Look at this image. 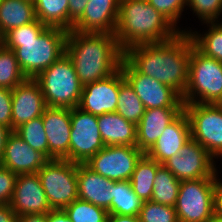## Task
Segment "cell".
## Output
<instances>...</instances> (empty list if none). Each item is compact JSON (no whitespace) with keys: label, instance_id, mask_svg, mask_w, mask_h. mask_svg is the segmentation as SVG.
Segmentation results:
<instances>
[{"label":"cell","instance_id":"30bf717a","mask_svg":"<svg viewBox=\"0 0 222 222\" xmlns=\"http://www.w3.org/2000/svg\"><path fill=\"white\" fill-rule=\"evenodd\" d=\"M105 147L97 116L75 107L71 109L70 161L85 164Z\"/></svg>","mask_w":222,"mask_h":222},{"label":"cell","instance_id":"ffe728a7","mask_svg":"<svg viewBox=\"0 0 222 222\" xmlns=\"http://www.w3.org/2000/svg\"><path fill=\"white\" fill-rule=\"evenodd\" d=\"M184 107H161L145 109L137 124L136 147L146 153L162 135L165 127L172 123Z\"/></svg>","mask_w":222,"mask_h":222},{"label":"cell","instance_id":"83f0119b","mask_svg":"<svg viewBox=\"0 0 222 222\" xmlns=\"http://www.w3.org/2000/svg\"><path fill=\"white\" fill-rule=\"evenodd\" d=\"M179 181L163 164L157 169L151 201L175 207Z\"/></svg>","mask_w":222,"mask_h":222},{"label":"cell","instance_id":"e0dca14e","mask_svg":"<svg viewBox=\"0 0 222 222\" xmlns=\"http://www.w3.org/2000/svg\"><path fill=\"white\" fill-rule=\"evenodd\" d=\"M47 107L39 83L27 78L12 89V130L42 116Z\"/></svg>","mask_w":222,"mask_h":222},{"label":"cell","instance_id":"cb8c5ba5","mask_svg":"<svg viewBox=\"0 0 222 222\" xmlns=\"http://www.w3.org/2000/svg\"><path fill=\"white\" fill-rule=\"evenodd\" d=\"M34 2L29 0L0 1V35L36 20Z\"/></svg>","mask_w":222,"mask_h":222},{"label":"cell","instance_id":"ee69618b","mask_svg":"<svg viewBox=\"0 0 222 222\" xmlns=\"http://www.w3.org/2000/svg\"><path fill=\"white\" fill-rule=\"evenodd\" d=\"M106 222H140L138 216L108 214Z\"/></svg>","mask_w":222,"mask_h":222},{"label":"cell","instance_id":"7bdbcfd3","mask_svg":"<svg viewBox=\"0 0 222 222\" xmlns=\"http://www.w3.org/2000/svg\"><path fill=\"white\" fill-rule=\"evenodd\" d=\"M12 129L0 125V161L3 157L5 146L9 135L12 133Z\"/></svg>","mask_w":222,"mask_h":222},{"label":"cell","instance_id":"277c9868","mask_svg":"<svg viewBox=\"0 0 222 222\" xmlns=\"http://www.w3.org/2000/svg\"><path fill=\"white\" fill-rule=\"evenodd\" d=\"M185 30L177 29L146 0H120L114 35L120 48L170 40Z\"/></svg>","mask_w":222,"mask_h":222},{"label":"cell","instance_id":"60d3db41","mask_svg":"<svg viewBox=\"0 0 222 222\" xmlns=\"http://www.w3.org/2000/svg\"><path fill=\"white\" fill-rule=\"evenodd\" d=\"M18 216L9 204H0V222H17Z\"/></svg>","mask_w":222,"mask_h":222},{"label":"cell","instance_id":"bcb514c9","mask_svg":"<svg viewBox=\"0 0 222 222\" xmlns=\"http://www.w3.org/2000/svg\"><path fill=\"white\" fill-rule=\"evenodd\" d=\"M208 222H222V218L214 215Z\"/></svg>","mask_w":222,"mask_h":222},{"label":"cell","instance_id":"7c38bea8","mask_svg":"<svg viewBox=\"0 0 222 222\" xmlns=\"http://www.w3.org/2000/svg\"><path fill=\"white\" fill-rule=\"evenodd\" d=\"M213 157L192 138L163 165L179 180L215 178L218 174Z\"/></svg>","mask_w":222,"mask_h":222},{"label":"cell","instance_id":"9a60e30c","mask_svg":"<svg viewBox=\"0 0 222 222\" xmlns=\"http://www.w3.org/2000/svg\"><path fill=\"white\" fill-rule=\"evenodd\" d=\"M42 121L48 142V160L70 161L71 109L47 106Z\"/></svg>","mask_w":222,"mask_h":222},{"label":"cell","instance_id":"8d00e7d4","mask_svg":"<svg viewBox=\"0 0 222 222\" xmlns=\"http://www.w3.org/2000/svg\"><path fill=\"white\" fill-rule=\"evenodd\" d=\"M17 177L18 174L0 165V204L10 203Z\"/></svg>","mask_w":222,"mask_h":222},{"label":"cell","instance_id":"f546056e","mask_svg":"<svg viewBox=\"0 0 222 222\" xmlns=\"http://www.w3.org/2000/svg\"><path fill=\"white\" fill-rule=\"evenodd\" d=\"M116 112L136 125L145 112L142 101L126 80L120 84Z\"/></svg>","mask_w":222,"mask_h":222},{"label":"cell","instance_id":"4316f807","mask_svg":"<svg viewBox=\"0 0 222 222\" xmlns=\"http://www.w3.org/2000/svg\"><path fill=\"white\" fill-rule=\"evenodd\" d=\"M143 201L134 193L130 181H115L111 207L108 214L138 216Z\"/></svg>","mask_w":222,"mask_h":222},{"label":"cell","instance_id":"f1b7e54d","mask_svg":"<svg viewBox=\"0 0 222 222\" xmlns=\"http://www.w3.org/2000/svg\"><path fill=\"white\" fill-rule=\"evenodd\" d=\"M209 29L206 33L199 34L197 31H186L192 39L194 46L205 56L222 62V21L206 22Z\"/></svg>","mask_w":222,"mask_h":222},{"label":"cell","instance_id":"e575fe53","mask_svg":"<svg viewBox=\"0 0 222 222\" xmlns=\"http://www.w3.org/2000/svg\"><path fill=\"white\" fill-rule=\"evenodd\" d=\"M187 6L203 23L219 22L218 18L222 14V0H187Z\"/></svg>","mask_w":222,"mask_h":222},{"label":"cell","instance_id":"52a82bcc","mask_svg":"<svg viewBox=\"0 0 222 222\" xmlns=\"http://www.w3.org/2000/svg\"><path fill=\"white\" fill-rule=\"evenodd\" d=\"M37 174L53 210H63L78 199L77 163L48 160Z\"/></svg>","mask_w":222,"mask_h":222},{"label":"cell","instance_id":"5b68a950","mask_svg":"<svg viewBox=\"0 0 222 222\" xmlns=\"http://www.w3.org/2000/svg\"><path fill=\"white\" fill-rule=\"evenodd\" d=\"M182 100L183 104H222V62L205 56L195 46L190 53L188 85Z\"/></svg>","mask_w":222,"mask_h":222},{"label":"cell","instance_id":"8992f818","mask_svg":"<svg viewBox=\"0 0 222 222\" xmlns=\"http://www.w3.org/2000/svg\"><path fill=\"white\" fill-rule=\"evenodd\" d=\"M35 80L41 87L47 106L70 109L78 106L83 84L66 53L42 71Z\"/></svg>","mask_w":222,"mask_h":222},{"label":"cell","instance_id":"f6af8a7d","mask_svg":"<svg viewBox=\"0 0 222 222\" xmlns=\"http://www.w3.org/2000/svg\"><path fill=\"white\" fill-rule=\"evenodd\" d=\"M17 222H47L46 214H28L19 216Z\"/></svg>","mask_w":222,"mask_h":222},{"label":"cell","instance_id":"4dcf8cb0","mask_svg":"<svg viewBox=\"0 0 222 222\" xmlns=\"http://www.w3.org/2000/svg\"><path fill=\"white\" fill-rule=\"evenodd\" d=\"M26 79L27 77L20 69L15 52L0 44V87L14 89Z\"/></svg>","mask_w":222,"mask_h":222},{"label":"cell","instance_id":"9c48e42d","mask_svg":"<svg viewBox=\"0 0 222 222\" xmlns=\"http://www.w3.org/2000/svg\"><path fill=\"white\" fill-rule=\"evenodd\" d=\"M191 138L216 159L222 156V104H184Z\"/></svg>","mask_w":222,"mask_h":222},{"label":"cell","instance_id":"f35d334b","mask_svg":"<svg viewBox=\"0 0 222 222\" xmlns=\"http://www.w3.org/2000/svg\"><path fill=\"white\" fill-rule=\"evenodd\" d=\"M69 3V31L73 24L81 17L88 0H68Z\"/></svg>","mask_w":222,"mask_h":222},{"label":"cell","instance_id":"6da1fadb","mask_svg":"<svg viewBox=\"0 0 222 222\" xmlns=\"http://www.w3.org/2000/svg\"><path fill=\"white\" fill-rule=\"evenodd\" d=\"M194 46L188 33L158 43L131 46L124 58L141 74L170 86L181 97L188 85L189 59Z\"/></svg>","mask_w":222,"mask_h":222},{"label":"cell","instance_id":"7402d4cb","mask_svg":"<svg viewBox=\"0 0 222 222\" xmlns=\"http://www.w3.org/2000/svg\"><path fill=\"white\" fill-rule=\"evenodd\" d=\"M78 199L109 210L112 203L113 183L92 171L85 164H77Z\"/></svg>","mask_w":222,"mask_h":222},{"label":"cell","instance_id":"603a6c76","mask_svg":"<svg viewBox=\"0 0 222 222\" xmlns=\"http://www.w3.org/2000/svg\"><path fill=\"white\" fill-rule=\"evenodd\" d=\"M99 132L105 146H136L137 125L117 112L97 116Z\"/></svg>","mask_w":222,"mask_h":222},{"label":"cell","instance_id":"2e32d148","mask_svg":"<svg viewBox=\"0 0 222 222\" xmlns=\"http://www.w3.org/2000/svg\"><path fill=\"white\" fill-rule=\"evenodd\" d=\"M16 215L47 214L53 210L37 173L18 174L9 203Z\"/></svg>","mask_w":222,"mask_h":222},{"label":"cell","instance_id":"d6a6232c","mask_svg":"<svg viewBox=\"0 0 222 222\" xmlns=\"http://www.w3.org/2000/svg\"><path fill=\"white\" fill-rule=\"evenodd\" d=\"M63 210L71 222H106L108 217V211L104 208L80 199L74 200Z\"/></svg>","mask_w":222,"mask_h":222},{"label":"cell","instance_id":"d590c367","mask_svg":"<svg viewBox=\"0 0 222 222\" xmlns=\"http://www.w3.org/2000/svg\"><path fill=\"white\" fill-rule=\"evenodd\" d=\"M157 11H159L167 20H169L175 27L177 20L179 21L182 12L187 6V0H146Z\"/></svg>","mask_w":222,"mask_h":222},{"label":"cell","instance_id":"b9f144b4","mask_svg":"<svg viewBox=\"0 0 222 222\" xmlns=\"http://www.w3.org/2000/svg\"><path fill=\"white\" fill-rule=\"evenodd\" d=\"M47 222H71L64 210H51L46 214Z\"/></svg>","mask_w":222,"mask_h":222},{"label":"cell","instance_id":"74e56055","mask_svg":"<svg viewBox=\"0 0 222 222\" xmlns=\"http://www.w3.org/2000/svg\"><path fill=\"white\" fill-rule=\"evenodd\" d=\"M0 125L12 129V89L0 87Z\"/></svg>","mask_w":222,"mask_h":222},{"label":"cell","instance_id":"d6986e66","mask_svg":"<svg viewBox=\"0 0 222 222\" xmlns=\"http://www.w3.org/2000/svg\"><path fill=\"white\" fill-rule=\"evenodd\" d=\"M48 159L14 131L9 135L0 165L16 174L37 173Z\"/></svg>","mask_w":222,"mask_h":222},{"label":"cell","instance_id":"ba28073f","mask_svg":"<svg viewBox=\"0 0 222 222\" xmlns=\"http://www.w3.org/2000/svg\"><path fill=\"white\" fill-rule=\"evenodd\" d=\"M215 178L181 181L175 211L179 222H208L214 216Z\"/></svg>","mask_w":222,"mask_h":222},{"label":"cell","instance_id":"1f68e13d","mask_svg":"<svg viewBox=\"0 0 222 222\" xmlns=\"http://www.w3.org/2000/svg\"><path fill=\"white\" fill-rule=\"evenodd\" d=\"M14 132L48 159V142L42 116L20 125Z\"/></svg>","mask_w":222,"mask_h":222},{"label":"cell","instance_id":"d4e9b609","mask_svg":"<svg viewBox=\"0 0 222 222\" xmlns=\"http://www.w3.org/2000/svg\"><path fill=\"white\" fill-rule=\"evenodd\" d=\"M162 164L145 153L137 161L130 184L134 193L143 201H151L155 175Z\"/></svg>","mask_w":222,"mask_h":222},{"label":"cell","instance_id":"ab89813d","mask_svg":"<svg viewBox=\"0 0 222 222\" xmlns=\"http://www.w3.org/2000/svg\"><path fill=\"white\" fill-rule=\"evenodd\" d=\"M217 177L214 185V215L222 218V183Z\"/></svg>","mask_w":222,"mask_h":222},{"label":"cell","instance_id":"7a4b0ae2","mask_svg":"<svg viewBox=\"0 0 222 222\" xmlns=\"http://www.w3.org/2000/svg\"><path fill=\"white\" fill-rule=\"evenodd\" d=\"M68 31L47 27L39 20L9 30L1 44L13 50L20 69L27 78L35 79L65 54Z\"/></svg>","mask_w":222,"mask_h":222},{"label":"cell","instance_id":"44dd1931","mask_svg":"<svg viewBox=\"0 0 222 222\" xmlns=\"http://www.w3.org/2000/svg\"><path fill=\"white\" fill-rule=\"evenodd\" d=\"M191 139L190 124L183 111L172 123L165 127L162 135L145 153L151 159L163 164Z\"/></svg>","mask_w":222,"mask_h":222},{"label":"cell","instance_id":"3957f363","mask_svg":"<svg viewBox=\"0 0 222 222\" xmlns=\"http://www.w3.org/2000/svg\"><path fill=\"white\" fill-rule=\"evenodd\" d=\"M65 53L71 59L80 82L105 79L120 69L124 51L114 33L68 31Z\"/></svg>","mask_w":222,"mask_h":222},{"label":"cell","instance_id":"ac0fdd59","mask_svg":"<svg viewBox=\"0 0 222 222\" xmlns=\"http://www.w3.org/2000/svg\"><path fill=\"white\" fill-rule=\"evenodd\" d=\"M120 0H88L72 31L82 33H114L119 15Z\"/></svg>","mask_w":222,"mask_h":222},{"label":"cell","instance_id":"484cf974","mask_svg":"<svg viewBox=\"0 0 222 222\" xmlns=\"http://www.w3.org/2000/svg\"><path fill=\"white\" fill-rule=\"evenodd\" d=\"M37 20L47 27L69 31L68 0H34Z\"/></svg>","mask_w":222,"mask_h":222},{"label":"cell","instance_id":"836d02e7","mask_svg":"<svg viewBox=\"0 0 222 222\" xmlns=\"http://www.w3.org/2000/svg\"><path fill=\"white\" fill-rule=\"evenodd\" d=\"M140 222H179L175 207L145 201L139 212Z\"/></svg>","mask_w":222,"mask_h":222},{"label":"cell","instance_id":"8fae6325","mask_svg":"<svg viewBox=\"0 0 222 222\" xmlns=\"http://www.w3.org/2000/svg\"><path fill=\"white\" fill-rule=\"evenodd\" d=\"M144 153L136 146H105L85 165L113 181H130L137 161Z\"/></svg>","mask_w":222,"mask_h":222},{"label":"cell","instance_id":"5bb4252c","mask_svg":"<svg viewBox=\"0 0 222 222\" xmlns=\"http://www.w3.org/2000/svg\"><path fill=\"white\" fill-rule=\"evenodd\" d=\"M124 80L120 68L105 79L83 85L77 107L95 116L116 112L120 84Z\"/></svg>","mask_w":222,"mask_h":222},{"label":"cell","instance_id":"4fadbf2b","mask_svg":"<svg viewBox=\"0 0 222 222\" xmlns=\"http://www.w3.org/2000/svg\"><path fill=\"white\" fill-rule=\"evenodd\" d=\"M125 80L131 85L145 109L184 107L182 97L170 86L139 73L124 57L120 66Z\"/></svg>","mask_w":222,"mask_h":222}]
</instances>
